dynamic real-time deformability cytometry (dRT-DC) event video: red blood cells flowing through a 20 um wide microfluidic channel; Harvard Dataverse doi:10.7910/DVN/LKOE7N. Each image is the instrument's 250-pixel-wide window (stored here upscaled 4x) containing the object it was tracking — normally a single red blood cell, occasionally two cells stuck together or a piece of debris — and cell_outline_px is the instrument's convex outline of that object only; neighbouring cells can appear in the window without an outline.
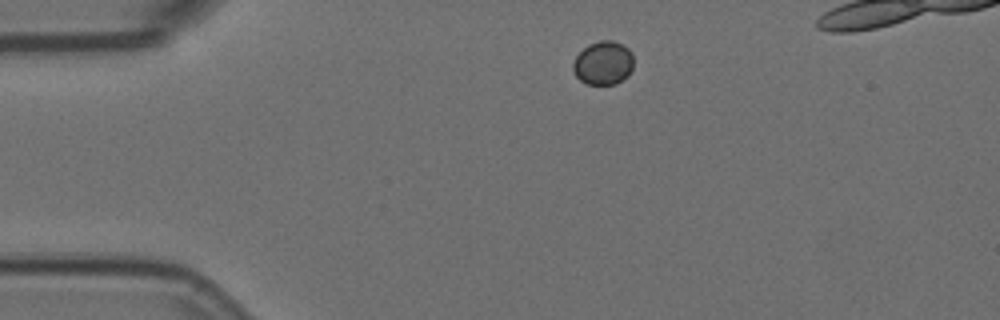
{"species": "Egyptian fruit bat (a non-hibernating species)", "species_latin": "Rousettus aegyptiacus", "temperature_condition": "room temperature", "stored_images_in_passage": 3, "camera_frame_rate_fps": 3000, "um_per_image_px": 0.085, "animal": {"sex": "female"}, "frame": {"image": 1, "passage_image": 1, "time_ms": 0.0, "image_size_px": [1000, 320], "cell_outline_px": [[632, 68], [628, 76], [616, 84], [588, 84], [580, 80], [576, 76], [572, 68], [572, 64], [576, 56], [588, 44], [600, 40], [612, 40], [624, 44], [632, 52]], "centroid_in_image_um": [51.28, 5.34], "position_along_channel_um": 33.7, "area_um2": 15.49}}